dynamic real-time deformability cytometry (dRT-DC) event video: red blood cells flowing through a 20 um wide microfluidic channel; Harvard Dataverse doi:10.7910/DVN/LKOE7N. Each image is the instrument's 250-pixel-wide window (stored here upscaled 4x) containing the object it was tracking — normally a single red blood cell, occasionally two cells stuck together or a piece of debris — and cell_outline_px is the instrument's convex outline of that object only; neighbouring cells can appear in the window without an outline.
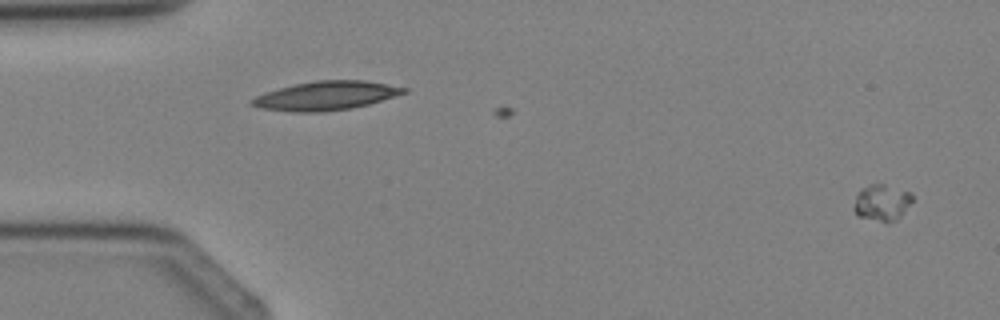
{"species": "Egyptian fruit bat (a non-hibernating species)", "species_latin": "Rousettus aegyptiacus", "temperature_condition": "cold", "stored_images_in_passage": 3, "camera_frame_rate_fps": 3000, "um_per_image_px": 0.085, "animal": {"sex": "female"}, "frame": {"image": 1, "passage_image": 3, "time_ms": 2.0, "image_size_px": [1000, 320], "cell_outline_px": [[912, 200], [900, 216], [896, 220], [880, 220], [860, 216], [856, 212], [856, 196], [860, 188], [872, 184], [884, 184], [912, 192]], "centroid_in_image_um": [74.99, 17.16], "position_along_channel_um": 10.0, "area_um2": 11.79}}